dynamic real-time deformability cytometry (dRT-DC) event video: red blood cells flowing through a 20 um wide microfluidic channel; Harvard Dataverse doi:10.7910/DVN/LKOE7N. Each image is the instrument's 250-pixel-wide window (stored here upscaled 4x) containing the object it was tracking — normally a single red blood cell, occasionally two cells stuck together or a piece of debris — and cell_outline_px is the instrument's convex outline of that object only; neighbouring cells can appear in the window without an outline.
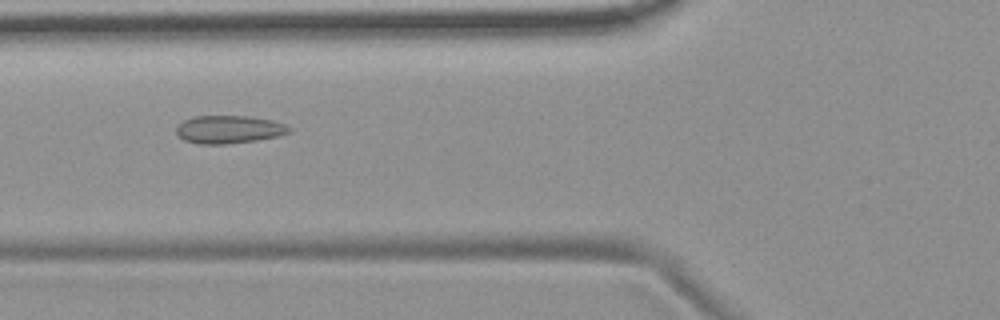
{"species": "common noctule bat (a hibernating species)", "species_latin": "Nyctalus noctula", "temperature_condition": "room temperature", "stored_images_in_passage": 55, "camera_frame_rate_fps": 3000, "um_per_image_px": 0.085, "animal": {"sex": "female", "body_mass_g": 19.9}, "frame": {"image": 1, "passage_image": 21, "time_ms": 6.667, "image_size_px": [1000, 320], "cell_outline_px": [[292, 132], [276, 136], [256, 140], [224, 144], [196, 144], [184, 140], [176, 132], [176, 128], [184, 120], [196, 116], [248, 116], [272, 120], [284, 124], [292, 128]], "centroid_in_image_um": [19.47, 11.0], "position_along_channel_um": 106.3, "area_um2": 18.26}}
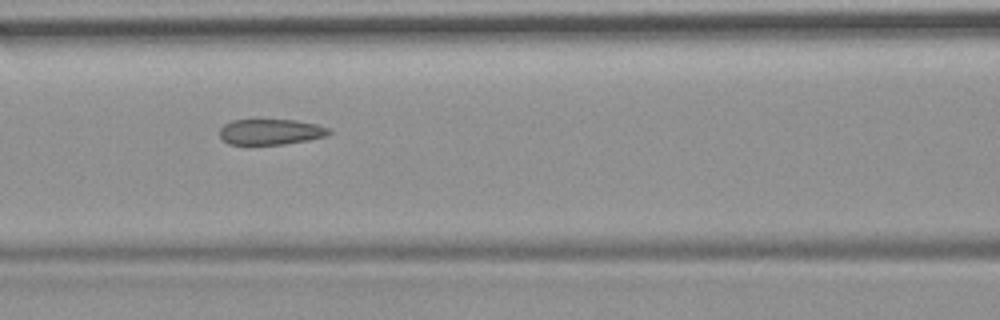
{"frame": {"image": 2, "passage_image": 24, "time_ms": 7.667, "image_size_px": [1000, 320], "cell_outline_px": [[332, 132], [328, 136], [308, 140], [284, 144], [228, 144], [220, 136], [220, 128], [224, 124], [232, 120], [296, 120], [316, 124], [332, 128]], "centroid_in_image_um": [23.06, 11.2], "position_along_channel_um": 143.5, "area_um2": 16.42}}
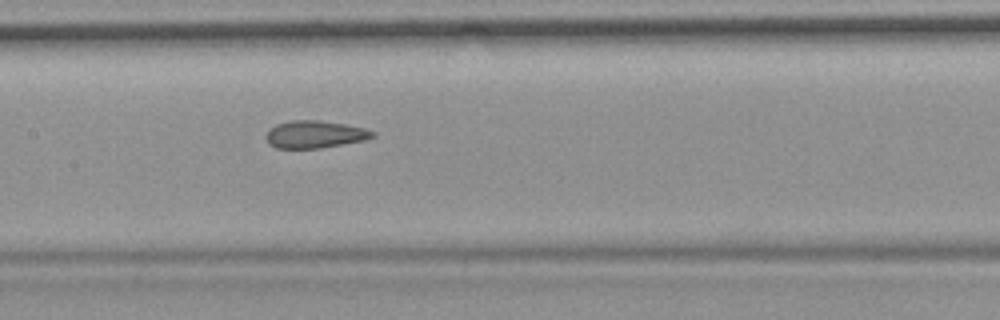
{"frame": {"image": 3, "passage_image": 27, "time_ms": 8.667, "image_size_px": [1000, 320], "cell_outline_px": [[376, 136], [364, 140], [320, 148], [276, 148], [268, 144], [264, 136], [276, 124], [292, 120], [320, 120], [344, 124], [364, 128], [376, 132]], "centroid_in_image_um": [26.75, 11.42], "position_along_channel_um": 180.6, "area_um2": 16.99}, "authors_computed_cell_mechanics": {"area_um2": 18.4382, "velocity_mm_per_s": 3.7153, "shape_relaxation_time_tau1_ms": null, "shape_relaxation_time_tau2_ms": 1.5968, "deformation_change_tau1": null, "deformation_change_tau2": 0.068}}